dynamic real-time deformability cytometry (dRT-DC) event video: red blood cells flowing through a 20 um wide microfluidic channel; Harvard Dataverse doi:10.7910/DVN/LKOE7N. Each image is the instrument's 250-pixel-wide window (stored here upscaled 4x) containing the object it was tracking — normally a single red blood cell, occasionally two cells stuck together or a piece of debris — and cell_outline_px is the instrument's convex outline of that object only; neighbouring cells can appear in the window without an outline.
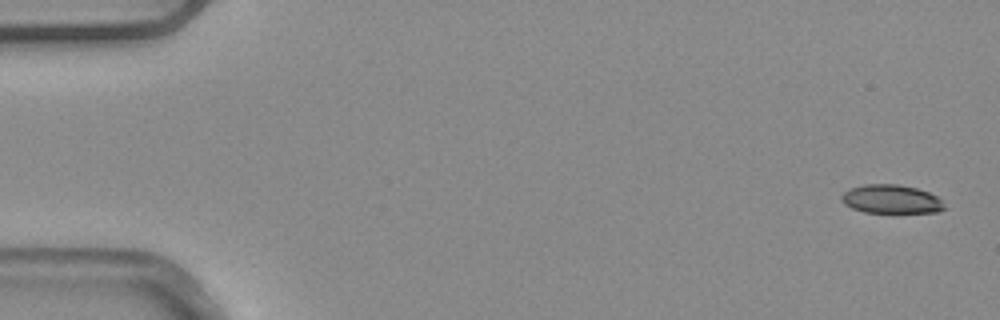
{"species": "common noctule bat (a hibernating species)", "species_latin": "Nyctalus noctula", "temperature_condition": "warm", "stored_images_in_passage": 5, "segment_of_instrument_passage": [1, 2], "camera_frame_rate_fps": 3000, "um_per_image_px": 0.085, "animal": {"sex": "male", "body_mass_g": 20.4}, "frame": {"image": 1, "passage_image": 1, "time_ms": 0.0, "image_size_px": [1000, 320], "cell_outline_px": [[944, 208], [936, 212], [864, 212], [852, 208], [844, 204], [840, 200], [840, 196], [844, 192], [852, 188], [864, 184], [900, 184], [916, 188], [928, 192], [936, 196], [940, 200]], "centroid_in_image_um": [75.7, 16.92], "position_along_channel_um": 9.3, "area_um2": 16.99}}
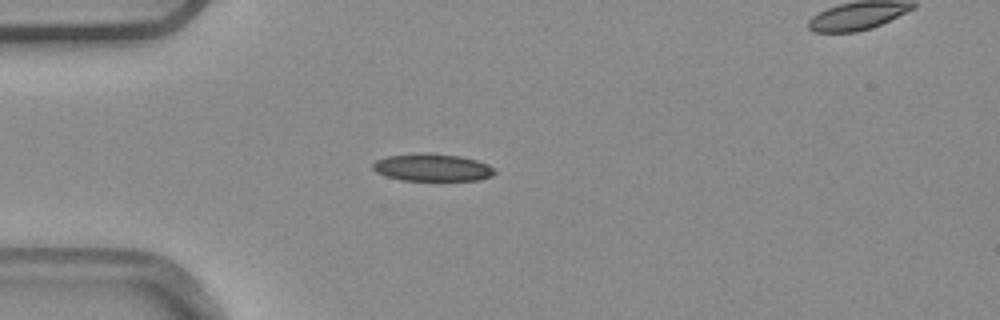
{"frame": {"image": 2, "passage_image": 4, "time_ms": 1.0, "image_size_px": [1000, 320], "cell_outline_px": [[496, 172], [492, 176], [480, 180], [400, 180], [376, 172], [372, 168], [372, 164], [376, 160], [388, 156], [420, 152], [424, 152], [460, 156], [476, 160], [488, 164]], "centroid_in_image_um": [36.74, 14.23], "position_along_channel_um": 48.3, "area_um2": 19.48}}